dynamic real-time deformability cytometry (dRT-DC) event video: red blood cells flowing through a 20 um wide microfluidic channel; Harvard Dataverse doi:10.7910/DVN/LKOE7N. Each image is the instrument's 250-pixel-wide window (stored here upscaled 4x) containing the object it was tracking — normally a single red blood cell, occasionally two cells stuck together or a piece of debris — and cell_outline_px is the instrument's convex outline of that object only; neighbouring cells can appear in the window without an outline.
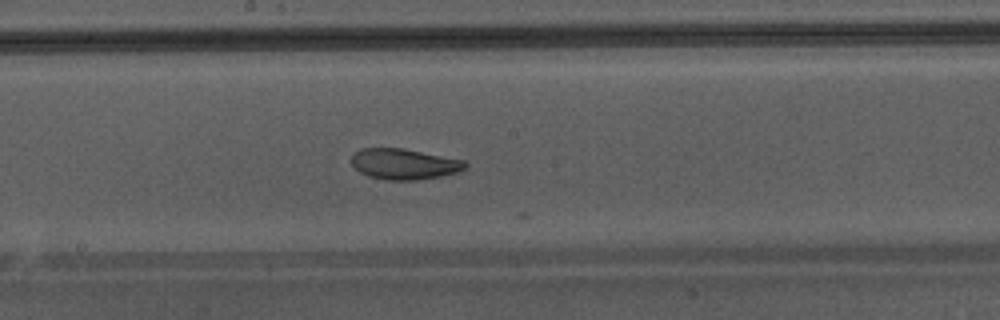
{"species": "Egyptian fruit bat (a non-hibernating species)", "species_latin": "Rousettus aegyptiacus", "temperature_condition": "warm", "stored_images_in_passage": 18, "camera_frame_rate_fps": 3000, "um_per_image_px": 0.085, "animal": {"sex": "male"}, "frame": {"image": 1, "passage_image": 13, "time_ms": 4.0, "image_size_px": [1000, 320], "cell_outline_px": [[468, 168], [456, 172], [440, 176], [416, 180], [388, 180], [368, 176], [360, 172], [352, 164], [352, 156], [360, 148], [404, 148], [464, 160], [468, 164]], "centroid_in_image_um": [34.37, 13.94], "position_along_channel_um": 213.8, "area_um2": 20.35}}